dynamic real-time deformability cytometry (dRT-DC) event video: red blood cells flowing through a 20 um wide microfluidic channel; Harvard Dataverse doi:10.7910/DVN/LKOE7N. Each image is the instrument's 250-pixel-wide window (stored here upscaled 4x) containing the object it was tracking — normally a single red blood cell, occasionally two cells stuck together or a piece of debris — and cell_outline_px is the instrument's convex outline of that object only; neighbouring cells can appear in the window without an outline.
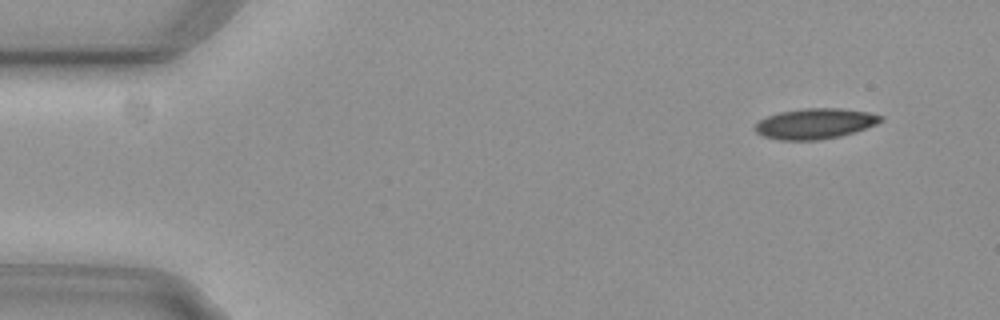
{"species": "common noctule bat (a hibernating species)", "species_latin": "Nyctalus noctula", "temperature_condition": "cold", "stored_images_in_passage": 3, "camera_frame_rate_fps": 3000, "um_per_image_px": 0.085, "animal": {"sex": "female", "body_mass_g": 29.2, "forearm_length_mm": 56.3}, "frame": {"image": 1, "passage_image": 1, "time_ms": 0.0, "image_size_px": [1000, 320], "cell_outline_px": [[884, 120], [876, 124], [856, 132], [840, 136], [816, 140], [780, 140], [764, 136], [756, 132], [756, 124], [760, 120], [768, 116], [780, 112], [804, 108], [840, 108], [868, 112], [884, 116]], "centroid_in_image_um": [69.33, 10.5], "position_along_channel_um": 15.7, "area_um2": 22.25}}